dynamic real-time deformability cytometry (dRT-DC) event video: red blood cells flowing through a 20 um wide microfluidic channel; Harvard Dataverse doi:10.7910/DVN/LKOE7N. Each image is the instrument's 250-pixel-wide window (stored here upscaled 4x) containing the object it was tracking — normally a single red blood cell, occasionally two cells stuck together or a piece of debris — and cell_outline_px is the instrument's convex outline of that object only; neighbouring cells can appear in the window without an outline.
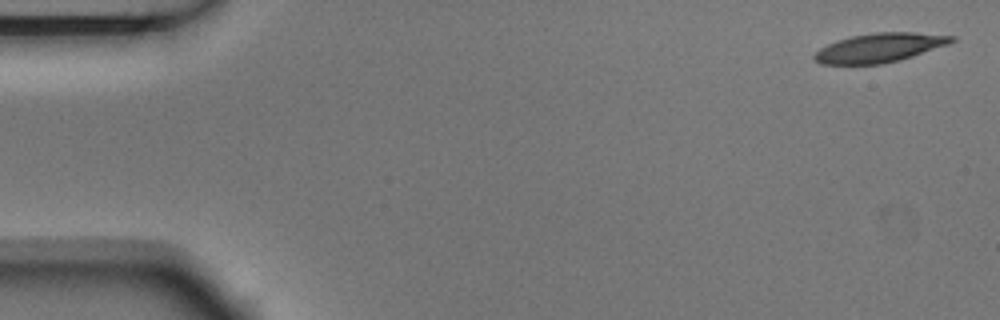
{"species": "Egyptian fruit bat (a non-hibernating species)", "species_latin": "Rousettus aegyptiacus", "temperature_condition": "room temperature", "stored_images_in_passage": 9, "camera_frame_rate_fps": 3000, "um_per_image_px": 0.085, "animal": {"sex": "male"}, "frame": {"image": 1, "passage_image": 1, "time_ms": 0.0, "image_size_px": [1000, 320], "cell_outline_px": [[956, 40], [948, 44], [900, 60], [880, 64], [820, 64], [812, 60], [812, 56], [820, 48], [836, 40], [852, 36], [872, 32], [916, 32], [956, 36]], "centroid_in_image_um": [74.74, 4.05], "position_along_channel_um": 10.3, "area_um2": 23.35}}
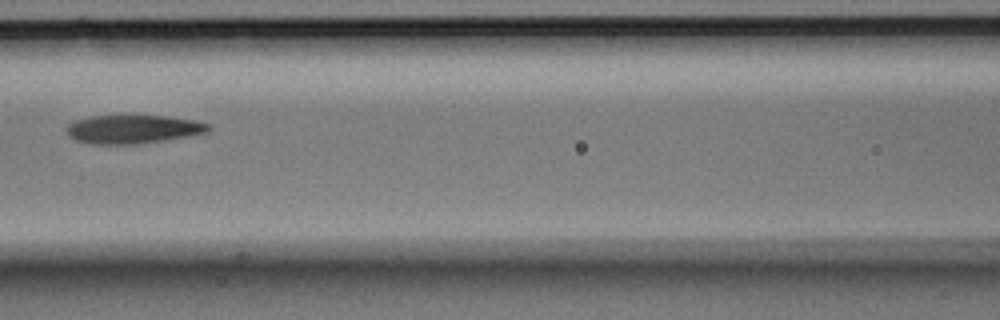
{"frame": {"image": 2, "passage_image": 6, "time_ms": 1.667, "image_size_px": [1000, 320], "cell_outline_px": [[212, 128], [208, 132], [164, 140], [140, 144], [92, 144], [76, 140], [68, 136], [64, 128], [68, 124], [76, 120], [92, 116], [168, 116], [196, 120], [212, 124]], "centroid_in_image_um": [11.32, 10.98], "position_along_channel_um": 155.3, "area_um2": 23.76}}
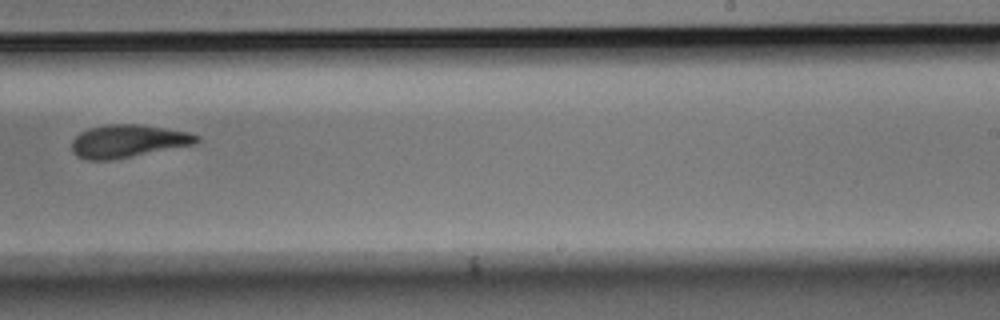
{"frame": {"image": 3, "passage_image": 9, "time_ms": 2.667, "image_size_px": [1000, 320], "cell_outline_px": [[200, 140], [196, 144], [112, 160], [84, 160], [76, 156], [72, 152], [72, 140], [80, 132], [88, 128], [108, 124], [140, 124], [188, 132], [200, 136]], "centroid_in_image_um": [10.86, 12.0], "position_along_channel_um": 278.1, "area_um2": 24.04}}